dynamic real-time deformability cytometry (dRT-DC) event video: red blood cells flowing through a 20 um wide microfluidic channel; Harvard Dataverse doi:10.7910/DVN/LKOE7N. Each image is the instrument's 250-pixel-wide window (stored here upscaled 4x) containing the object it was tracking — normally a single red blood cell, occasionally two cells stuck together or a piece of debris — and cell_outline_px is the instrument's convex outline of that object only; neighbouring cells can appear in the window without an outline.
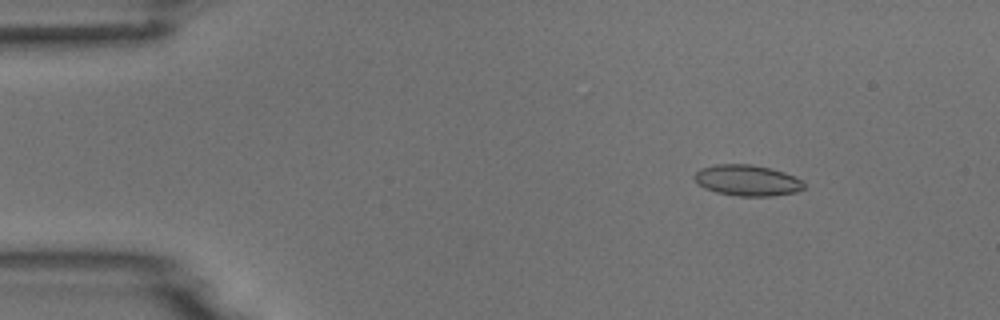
{"species": "common noctule bat (a hibernating species)", "species_latin": "Nyctalus noctula", "temperature_condition": "room temperature", "stored_images_in_passage": 10, "camera_frame_rate_fps": 3000, "um_per_image_px": 0.085, "animal": {"sex": "male", "body_mass_g": 18.8}, "frame": {"image": 1, "passage_image": 2, "time_ms": 1.333, "image_size_px": [1000, 320], "cell_outline_px": [[804, 188], [796, 192], [772, 196], [740, 196], [716, 192], [704, 188], [696, 184], [692, 176], [700, 168], [716, 164], [752, 164], [784, 172], [804, 180]], "centroid_in_image_um": [63.49, 15.33], "position_along_channel_um": 21.5, "area_um2": 19.94}}
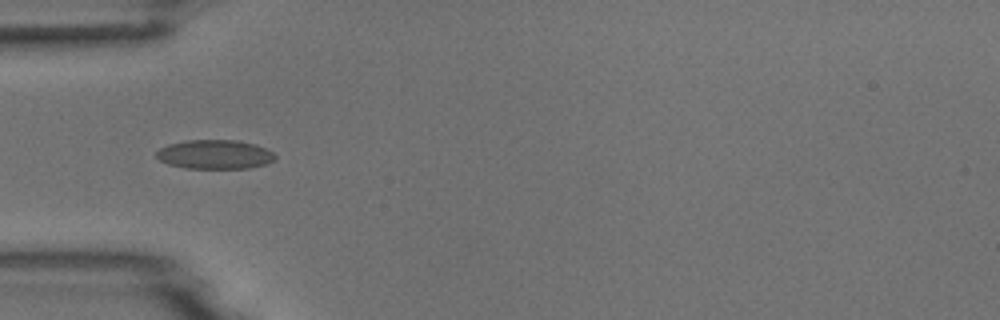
{"frame": {"image": 2, "passage_image": 5, "time_ms": 4.667, "image_size_px": [1000, 320], "cell_outline_px": [[276, 160], [268, 164], [248, 168], [184, 168], [168, 164], [160, 160], [156, 156], [156, 152], [160, 148], [168, 144], [188, 140], [240, 140], [256, 144], [272, 152], [276, 156]], "centroid_in_image_um": [18.28, 13.12], "position_along_channel_um": 66.7, "area_um2": 20.29}}
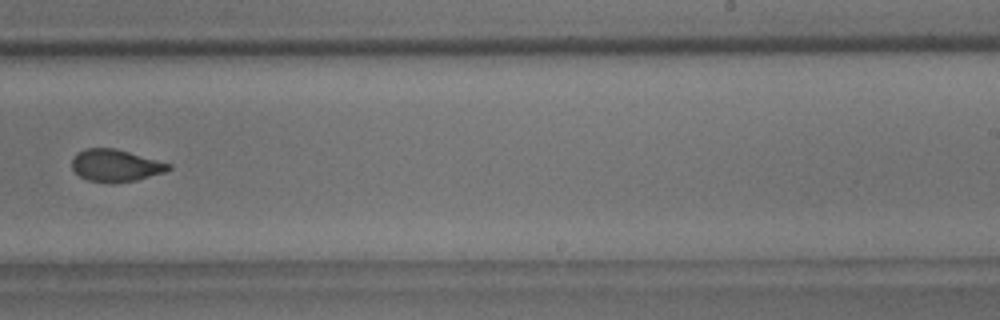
{"frame": {"image": 3, "passage_image": 10, "time_ms": 10.333, "image_size_px": [1000, 320], "cell_outline_px": [[172, 168], [164, 172], [136, 180], [116, 184], [88, 180], [80, 176], [72, 168], [72, 156], [76, 152], [84, 148], [116, 148], [172, 164]], "centroid_in_image_um": [9.81, 14.06], "position_along_channel_um": 279.2, "area_um2": 18.32}}